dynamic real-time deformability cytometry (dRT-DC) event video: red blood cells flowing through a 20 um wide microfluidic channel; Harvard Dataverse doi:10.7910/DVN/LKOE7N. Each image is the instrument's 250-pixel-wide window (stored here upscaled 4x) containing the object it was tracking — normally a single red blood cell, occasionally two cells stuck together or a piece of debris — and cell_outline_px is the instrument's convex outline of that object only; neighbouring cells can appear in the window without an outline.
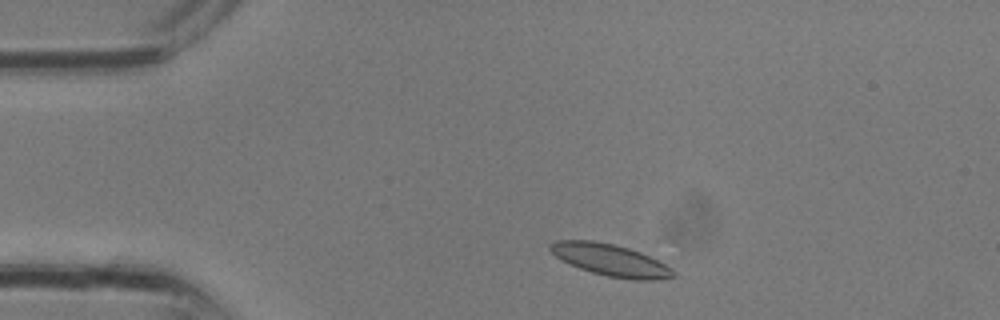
{"species": "common noctule bat (a hibernating species)", "species_latin": "Nyctalus noctula", "temperature_condition": "room temperature", "stored_images_in_passage": 18, "camera_frame_rate_fps": 3000, "um_per_image_px": 0.085, "animal": {"sex": "male", "body_mass_g": 13.3}, "frame": {"image": 1, "passage_image": 1, "time_ms": 0.0, "image_size_px": [1000, 320], "cell_outline_px": [[676, 276], [656, 280], [632, 280], [608, 276], [592, 272], [568, 264], [560, 260], [548, 248], [548, 244], [556, 240], [592, 240], [612, 244], [628, 248], [640, 252], [672, 268], [676, 272]], "centroid_in_image_um": [51.87, 22.11], "position_along_channel_um": 33.1, "area_um2": 22.83}}
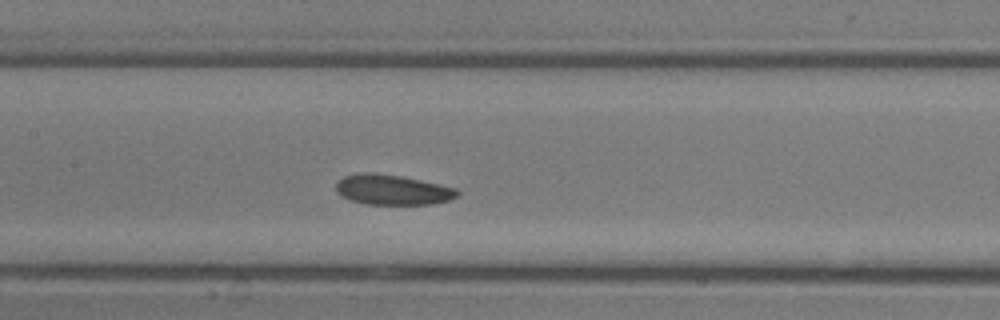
{"frame": {"image": 2, "passage_image": 10, "time_ms": 3.0, "image_size_px": [1000, 320], "cell_outline_px": [[460, 192], [456, 196], [448, 200], [432, 204], [364, 204], [348, 200], [340, 196], [336, 192], [336, 184], [344, 176], [364, 172], [368, 172], [400, 176], [420, 180], [456, 188]], "centroid_in_image_um": [33.31, 16.14], "position_along_channel_um": 174.1, "area_um2": 21.21}}
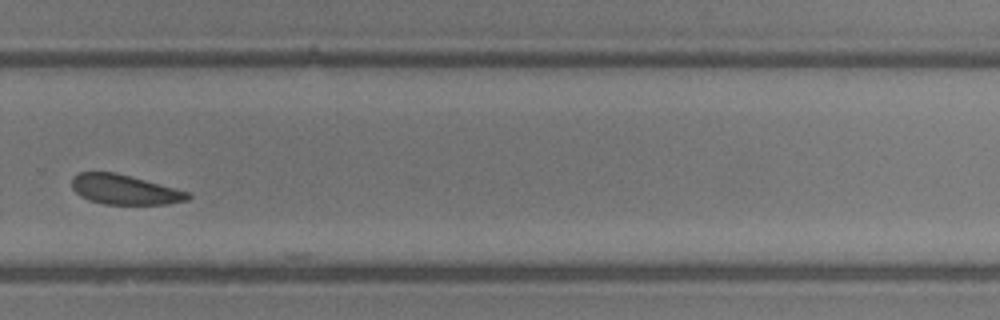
{"frame": {"image": 3, "passage_image": 17, "time_ms": 5.333, "image_size_px": [1000, 320], "cell_outline_px": [[192, 196], [188, 200], [168, 204], [104, 204], [88, 200], [80, 196], [72, 188], [72, 176], [80, 172], [116, 172], [132, 176], [188, 192]], "centroid_in_image_um": [10.57, 16.11], "position_along_channel_um": 319.2, "area_um2": 20.17}}